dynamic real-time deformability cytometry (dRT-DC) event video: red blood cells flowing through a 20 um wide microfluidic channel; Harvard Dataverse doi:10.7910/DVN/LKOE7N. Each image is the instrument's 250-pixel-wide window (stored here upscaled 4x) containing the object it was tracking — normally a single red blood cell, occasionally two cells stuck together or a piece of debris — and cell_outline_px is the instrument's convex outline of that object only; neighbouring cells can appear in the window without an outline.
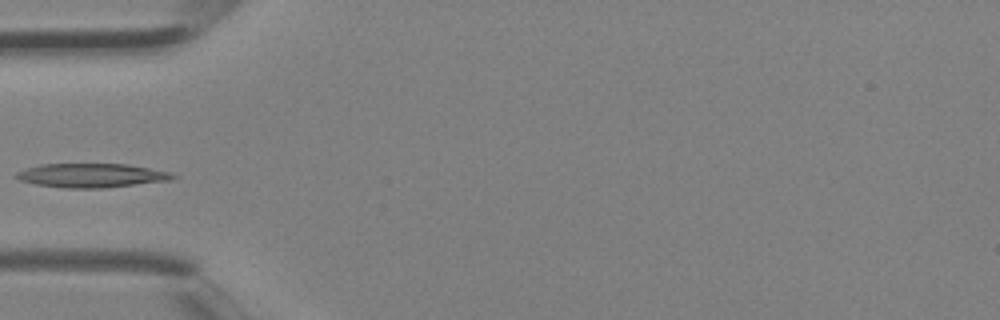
{"species": "Egyptian fruit bat (a non-hibernating species)", "species_latin": "Rousettus aegyptiacus", "temperature_condition": "room temperature", "stored_images_in_passage": 3, "camera_frame_rate_fps": 3000, "um_per_image_px": 0.085, "animal": {"sex": "female"}, "frame": {"image": 1, "passage_image": 3, "time_ms": 0.667, "image_size_px": [1000, 320], "cell_outline_px": [[180, 176], [172, 180], [104, 188], [64, 188], [36, 184], [20, 180], [12, 176], [16, 172], [40, 164], [128, 164], [168, 172]], "centroid_in_image_um": [7.78, 14.92], "position_along_channel_um": 77.2, "area_um2": 21.91}}